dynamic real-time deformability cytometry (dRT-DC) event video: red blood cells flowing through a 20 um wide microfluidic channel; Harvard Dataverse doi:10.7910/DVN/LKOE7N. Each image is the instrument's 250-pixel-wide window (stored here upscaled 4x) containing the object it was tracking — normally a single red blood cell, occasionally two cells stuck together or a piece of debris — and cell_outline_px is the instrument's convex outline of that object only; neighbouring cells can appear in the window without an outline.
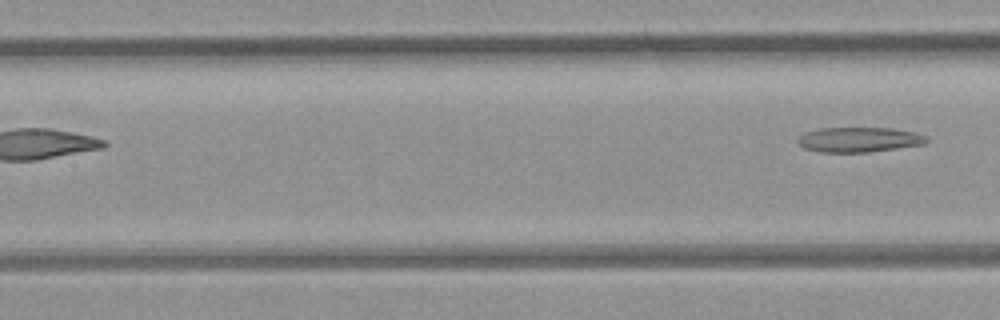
{"species": "common noctule bat (a hibernating species)", "species_latin": "Nyctalus noctula", "temperature_condition": "room temperature", "stored_images_in_passage": 5, "segment_of_instrument_passage": [2, 2], "camera_frame_rate_fps": 3000, "um_per_image_px": 0.085, "animal": {"sex": "female", "body_mass_g": 21.9}, "frame": {"image": 1, "passage_image": 5, "time_ms": 4.667, "image_size_px": [1000, 320], "cell_outline_px": [[928, 140], [924, 144], [868, 152], [820, 152], [804, 148], [796, 140], [804, 132], [820, 128], [892, 128], [916, 132], [928, 136]], "centroid_in_image_um": [73.03, 11.86], "position_along_channel_um": 134.4, "area_um2": 18.73}}